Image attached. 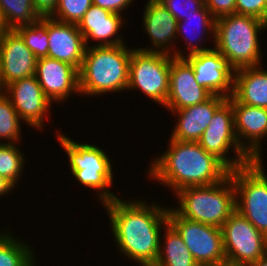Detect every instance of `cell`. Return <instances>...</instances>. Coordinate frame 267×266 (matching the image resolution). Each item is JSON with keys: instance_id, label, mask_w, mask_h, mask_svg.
I'll use <instances>...</instances> for the list:
<instances>
[{"instance_id": "obj_4", "label": "cell", "mask_w": 267, "mask_h": 266, "mask_svg": "<svg viewBox=\"0 0 267 266\" xmlns=\"http://www.w3.org/2000/svg\"><path fill=\"white\" fill-rule=\"evenodd\" d=\"M267 23L250 15L231 14L216 19L214 48L238 70L261 66V32Z\"/></svg>"}, {"instance_id": "obj_27", "label": "cell", "mask_w": 267, "mask_h": 266, "mask_svg": "<svg viewBox=\"0 0 267 266\" xmlns=\"http://www.w3.org/2000/svg\"><path fill=\"white\" fill-rule=\"evenodd\" d=\"M14 30L22 37L25 45H27L37 59L48 57L47 16H41L34 23L21 25Z\"/></svg>"}, {"instance_id": "obj_26", "label": "cell", "mask_w": 267, "mask_h": 266, "mask_svg": "<svg viewBox=\"0 0 267 266\" xmlns=\"http://www.w3.org/2000/svg\"><path fill=\"white\" fill-rule=\"evenodd\" d=\"M0 10L8 29L30 25L41 18L32 0H0Z\"/></svg>"}, {"instance_id": "obj_16", "label": "cell", "mask_w": 267, "mask_h": 266, "mask_svg": "<svg viewBox=\"0 0 267 266\" xmlns=\"http://www.w3.org/2000/svg\"><path fill=\"white\" fill-rule=\"evenodd\" d=\"M37 58L22 37L9 29L0 34V91L19 79L34 76Z\"/></svg>"}, {"instance_id": "obj_28", "label": "cell", "mask_w": 267, "mask_h": 266, "mask_svg": "<svg viewBox=\"0 0 267 266\" xmlns=\"http://www.w3.org/2000/svg\"><path fill=\"white\" fill-rule=\"evenodd\" d=\"M18 143H0V176H3L14 187L24 175L25 154L18 148Z\"/></svg>"}, {"instance_id": "obj_5", "label": "cell", "mask_w": 267, "mask_h": 266, "mask_svg": "<svg viewBox=\"0 0 267 266\" xmlns=\"http://www.w3.org/2000/svg\"><path fill=\"white\" fill-rule=\"evenodd\" d=\"M55 134L67 153L73 178L82 186L96 191L102 204L118 199L117 193L110 191L114 180V166L104 149L90 143H79L61 132Z\"/></svg>"}, {"instance_id": "obj_31", "label": "cell", "mask_w": 267, "mask_h": 266, "mask_svg": "<svg viewBox=\"0 0 267 266\" xmlns=\"http://www.w3.org/2000/svg\"><path fill=\"white\" fill-rule=\"evenodd\" d=\"M159 2L178 22L196 14V11H199L205 5L204 0H159Z\"/></svg>"}, {"instance_id": "obj_24", "label": "cell", "mask_w": 267, "mask_h": 266, "mask_svg": "<svg viewBox=\"0 0 267 266\" xmlns=\"http://www.w3.org/2000/svg\"><path fill=\"white\" fill-rule=\"evenodd\" d=\"M163 230L164 236H160L159 254L154 266H199L182 237L169 222Z\"/></svg>"}, {"instance_id": "obj_10", "label": "cell", "mask_w": 267, "mask_h": 266, "mask_svg": "<svg viewBox=\"0 0 267 266\" xmlns=\"http://www.w3.org/2000/svg\"><path fill=\"white\" fill-rule=\"evenodd\" d=\"M198 142L206 152L215 155L230 170L254 161L237 140L234 130V112L232 103L228 99L215 111ZM230 149L234 151L233 158L231 154L229 155Z\"/></svg>"}, {"instance_id": "obj_11", "label": "cell", "mask_w": 267, "mask_h": 266, "mask_svg": "<svg viewBox=\"0 0 267 266\" xmlns=\"http://www.w3.org/2000/svg\"><path fill=\"white\" fill-rule=\"evenodd\" d=\"M227 266H245L267 253V237L235 210L221 227Z\"/></svg>"}, {"instance_id": "obj_37", "label": "cell", "mask_w": 267, "mask_h": 266, "mask_svg": "<svg viewBox=\"0 0 267 266\" xmlns=\"http://www.w3.org/2000/svg\"><path fill=\"white\" fill-rule=\"evenodd\" d=\"M245 266H267V253L258 259L256 262L247 264Z\"/></svg>"}, {"instance_id": "obj_2", "label": "cell", "mask_w": 267, "mask_h": 266, "mask_svg": "<svg viewBox=\"0 0 267 266\" xmlns=\"http://www.w3.org/2000/svg\"><path fill=\"white\" fill-rule=\"evenodd\" d=\"M168 142V150L154 156L146 174L173 194L185 187L217 184L229 175L230 169L215 155L206 152L199 142L170 138Z\"/></svg>"}, {"instance_id": "obj_23", "label": "cell", "mask_w": 267, "mask_h": 266, "mask_svg": "<svg viewBox=\"0 0 267 266\" xmlns=\"http://www.w3.org/2000/svg\"><path fill=\"white\" fill-rule=\"evenodd\" d=\"M193 20L197 22L196 26ZM215 22L216 19L213 17V15L210 13V11L206 8L205 5L199 11H196V14L188 16L187 19L178 22L177 39L178 35L181 36L182 39H185L184 42L187 46L186 48L188 51L187 56L212 49L211 47L209 48V46L207 48V46L203 45L205 44L203 42H205V36L206 38L208 37L207 40L209 39V41L212 38L211 41L214 43ZM195 32L198 34H196ZM197 35L199 36L198 38ZM200 44L202 45L200 46Z\"/></svg>"}, {"instance_id": "obj_36", "label": "cell", "mask_w": 267, "mask_h": 266, "mask_svg": "<svg viewBox=\"0 0 267 266\" xmlns=\"http://www.w3.org/2000/svg\"><path fill=\"white\" fill-rule=\"evenodd\" d=\"M14 187L8 180H6L3 176H0V198L4 196H8Z\"/></svg>"}, {"instance_id": "obj_25", "label": "cell", "mask_w": 267, "mask_h": 266, "mask_svg": "<svg viewBox=\"0 0 267 266\" xmlns=\"http://www.w3.org/2000/svg\"><path fill=\"white\" fill-rule=\"evenodd\" d=\"M6 230L0 231V266H37L35 248Z\"/></svg>"}, {"instance_id": "obj_15", "label": "cell", "mask_w": 267, "mask_h": 266, "mask_svg": "<svg viewBox=\"0 0 267 266\" xmlns=\"http://www.w3.org/2000/svg\"><path fill=\"white\" fill-rule=\"evenodd\" d=\"M34 76L53 105L66 102L72 94H80L79 70L67 62L38 58Z\"/></svg>"}, {"instance_id": "obj_9", "label": "cell", "mask_w": 267, "mask_h": 266, "mask_svg": "<svg viewBox=\"0 0 267 266\" xmlns=\"http://www.w3.org/2000/svg\"><path fill=\"white\" fill-rule=\"evenodd\" d=\"M168 222L177 230L199 266H224L226 255L219 227L192 221L169 207Z\"/></svg>"}, {"instance_id": "obj_12", "label": "cell", "mask_w": 267, "mask_h": 266, "mask_svg": "<svg viewBox=\"0 0 267 266\" xmlns=\"http://www.w3.org/2000/svg\"><path fill=\"white\" fill-rule=\"evenodd\" d=\"M2 92L10 99L24 124L26 122L27 126L40 131L45 128V118L50 117L52 102L44 94L35 76L14 81Z\"/></svg>"}, {"instance_id": "obj_29", "label": "cell", "mask_w": 267, "mask_h": 266, "mask_svg": "<svg viewBox=\"0 0 267 266\" xmlns=\"http://www.w3.org/2000/svg\"><path fill=\"white\" fill-rule=\"evenodd\" d=\"M21 122L23 121L14 109L10 99L0 91V143L21 142Z\"/></svg>"}, {"instance_id": "obj_32", "label": "cell", "mask_w": 267, "mask_h": 266, "mask_svg": "<svg viewBox=\"0 0 267 266\" xmlns=\"http://www.w3.org/2000/svg\"><path fill=\"white\" fill-rule=\"evenodd\" d=\"M235 14L250 15L267 23V0H236Z\"/></svg>"}, {"instance_id": "obj_17", "label": "cell", "mask_w": 267, "mask_h": 266, "mask_svg": "<svg viewBox=\"0 0 267 266\" xmlns=\"http://www.w3.org/2000/svg\"><path fill=\"white\" fill-rule=\"evenodd\" d=\"M234 112V130L240 146L254 159L262 160L261 141L267 137V108L248 106L228 98Z\"/></svg>"}, {"instance_id": "obj_30", "label": "cell", "mask_w": 267, "mask_h": 266, "mask_svg": "<svg viewBox=\"0 0 267 266\" xmlns=\"http://www.w3.org/2000/svg\"><path fill=\"white\" fill-rule=\"evenodd\" d=\"M91 5L92 0H58L50 17L61 22L78 25Z\"/></svg>"}, {"instance_id": "obj_13", "label": "cell", "mask_w": 267, "mask_h": 266, "mask_svg": "<svg viewBox=\"0 0 267 266\" xmlns=\"http://www.w3.org/2000/svg\"><path fill=\"white\" fill-rule=\"evenodd\" d=\"M144 7L142 24L144 32L148 34L151 48L142 46L137 49L147 52H157L172 55L176 58H185L187 54L183 49H177L175 42L177 39L178 21L159 2V0H148ZM170 45V46H169ZM145 47V48H144Z\"/></svg>"}, {"instance_id": "obj_14", "label": "cell", "mask_w": 267, "mask_h": 266, "mask_svg": "<svg viewBox=\"0 0 267 266\" xmlns=\"http://www.w3.org/2000/svg\"><path fill=\"white\" fill-rule=\"evenodd\" d=\"M193 68L197 83L212 95L229 98L233 93L235 69L229 61L214 48L185 56Z\"/></svg>"}, {"instance_id": "obj_6", "label": "cell", "mask_w": 267, "mask_h": 266, "mask_svg": "<svg viewBox=\"0 0 267 266\" xmlns=\"http://www.w3.org/2000/svg\"><path fill=\"white\" fill-rule=\"evenodd\" d=\"M182 217L221 228L236 210L235 188L230 174L214 185L185 187L174 193Z\"/></svg>"}, {"instance_id": "obj_8", "label": "cell", "mask_w": 267, "mask_h": 266, "mask_svg": "<svg viewBox=\"0 0 267 266\" xmlns=\"http://www.w3.org/2000/svg\"><path fill=\"white\" fill-rule=\"evenodd\" d=\"M172 58L169 54L141 51L134 47L127 91L138 90L164 107L169 93Z\"/></svg>"}, {"instance_id": "obj_33", "label": "cell", "mask_w": 267, "mask_h": 266, "mask_svg": "<svg viewBox=\"0 0 267 266\" xmlns=\"http://www.w3.org/2000/svg\"><path fill=\"white\" fill-rule=\"evenodd\" d=\"M204 2L215 19L235 14L236 0H204Z\"/></svg>"}, {"instance_id": "obj_7", "label": "cell", "mask_w": 267, "mask_h": 266, "mask_svg": "<svg viewBox=\"0 0 267 266\" xmlns=\"http://www.w3.org/2000/svg\"><path fill=\"white\" fill-rule=\"evenodd\" d=\"M263 160L230 170L236 210L267 237V173Z\"/></svg>"}, {"instance_id": "obj_35", "label": "cell", "mask_w": 267, "mask_h": 266, "mask_svg": "<svg viewBox=\"0 0 267 266\" xmlns=\"http://www.w3.org/2000/svg\"><path fill=\"white\" fill-rule=\"evenodd\" d=\"M57 3L58 0H32L33 7L40 16H50Z\"/></svg>"}, {"instance_id": "obj_38", "label": "cell", "mask_w": 267, "mask_h": 266, "mask_svg": "<svg viewBox=\"0 0 267 266\" xmlns=\"http://www.w3.org/2000/svg\"><path fill=\"white\" fill-rule=\"evenodd\" d=\"M9 30L6 26V23L2 17V13H1V10H0V34L3 33L4 31H7Z\"/></svg>"}, {"instance_id": "obj_3", "label": "cell", "mask_w": 267, "mask_h": 266, "mask_svg": "<svg viewBox=\"0 0 267 266\" xmlns=\"http://www.w3.org/2000/svg\"><path fill=\"white\" fill-rule=\"evenodd\" d=\"M126 44L86 47L79 70V90L82 96L99 97L111 92H124L129 81L132 50Z\"/></svg>"}, {"instance_id": "obj_18", "label": "cell", "mask_w": 267, "mask_h": 266, "mask_svg": "<svg viewBox=\"0 0 267 266\" xmlns=\"http://www.w3.org/2000/svg\"><path fill=\"white\" fill-rule=\"evenodd\" d=\"M211 96L207 89L197 83L193 68L184 58L171 59L169 93L164 106L166 110L197 105Z\"/></svg>"}, {"instance_id": "obj_1", "label": "cell", "mask_w": 267, "mask_h": 266, "mask_svg": "<svg viewBox=\"0 0 267 266\" xmlns=\"http://www.w3.org/2000/svg\"><path fill=\"white\" fill-rule=\"evenodd\" d=\"M133 200V201H132ZM111 231L124 258L140 266H154L159 254L160 236L168 223V207L122 197L104 204ZM164 207V208H163Z\"/></svg>"}, {"instance_id": "obj_21", "label": "cell", "mask_w": 267, "mask_h": 266, "mask_svg": "<svg viewBox=\"0 0 267 266\" xmlns=\"http://www.w3.org/2000/svg\"><path fill=\"white\" fill-rule=\"evenodd\" d=\"M47 31L48 57L67 62L80 70L86 45L78 26L47 16Z\"/></svg>"}, {"instance_id": "obj_19", "label": "cell", "mask_w": 267, "mask_h": 266, "mask_svg": "<svg viewBox=\"0 0 267 266\" xmlns=\"http://www.w3.org/2000/svg\"><path fill=\"white\" fill-rule=\"evenodd\" d=\"M121 14L112 13L106 9L92 4L78 23V29L84 37L86 47L91 39L95 40L93 46H116L126 44L119 32L127 20ZM119 33V35H118ZM98 43V44H97ZM96 44V45H95Z\"/></svg>"}, {"instance_id": "obj_34", "label": "cell", "mask_w": 267, "mask_h": 266, "mask_svg": "<svg viewBox=\"0 0 267 266\" xmlns=\"http://www.w3.org/2000/svg\"><path fill=\"white\" fill-rule=\"evenodd\" d=\"M135 2V0H92V4L106 9L112 13L123 14L124 11Z\"/></svg>"}, {"instance_id": "obj_20", "label": "cell", "mask_w": 267, "mask_h": 266, "mask_svg": "<svg viewBox=\"0 0 267 266\" xmlns=\"http://www.w3.org/2000/svg\"><path fill=\"white\" fill-rule=\"evenodd\" d=\"M228 98L212 95L208 100L197 105L188 106L180 110H168L177 115V122L173 126L170 139L181 142H198L210 124L215 111Z\"/></svg>"}, {"instance_id": "obj_22", "label": "cell", "mask_w": 267, "mask_h": 266, "mask_svg": "<svg viewBox=\"0 0 267 266\" xmlns=\"http://www.w3.org/2000/svg\"><path fill=\"white\" fill-rule=\"evenodd\" d=\"M232 97L248 106L267 108V70L261 66L235 70Z\"/></svg>"}]
</instances>
